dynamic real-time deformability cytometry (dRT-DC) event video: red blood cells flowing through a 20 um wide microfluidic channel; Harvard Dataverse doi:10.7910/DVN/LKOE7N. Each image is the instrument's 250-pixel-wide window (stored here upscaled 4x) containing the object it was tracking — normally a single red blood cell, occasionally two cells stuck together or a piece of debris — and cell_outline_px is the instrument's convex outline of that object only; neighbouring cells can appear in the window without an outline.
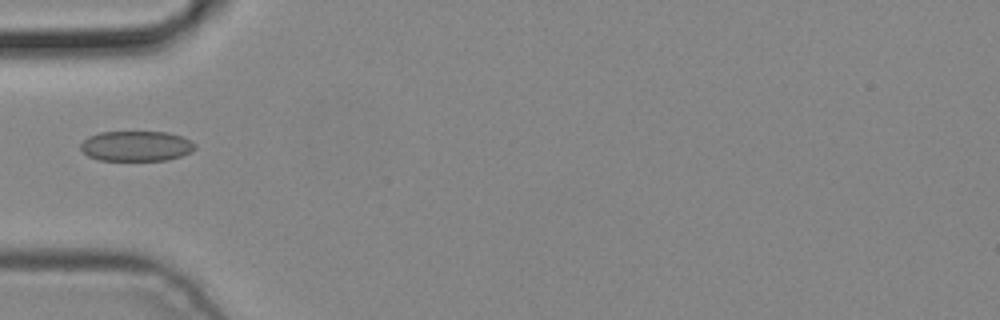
{"species": "common noctule bat (a hibernating species)", "species_latin": "Nyctalus noctula", "temperature_condition": "cold", "stored_images_in_passage": 2, "camera_frame_rate_fps": 3000, "um_per_image_px": 0.085, "animal": {"sex": "male", "body_mass_g": 19.2, "forearm_length_mm": 51.8}, "frame": {"image": 1, "passage_image": 1, "time_ms": 0.0, "image_size_px": [1000, 320], "cell_outline_px": [[196, 148], [192, 152], [168, 160], [100, 160], [88, 156], [80, 148], [80, 144], [88, 136], [100, 132], [168, 132], [180, 136], [196, 144]], "centroid_in_image_um": [11.58, 12.41], "position_along_channel_um": 73.4, "area_um2": 20.11}}
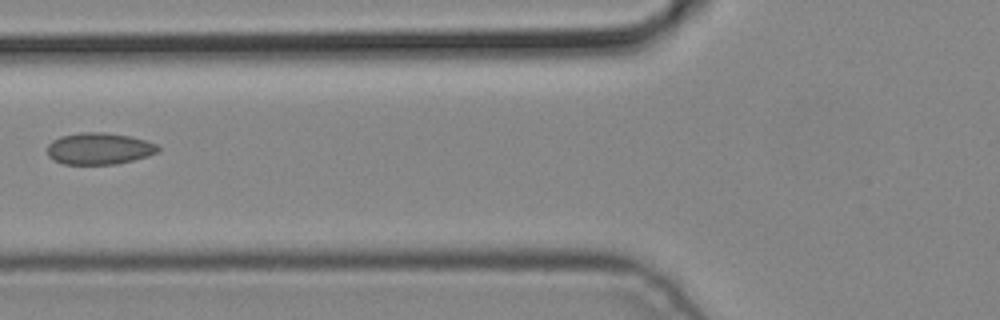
{"frame": {"image": 2, "passage_image": 2, "time_ms": 0.333, "image_size_px": [1000, 320], "cell_outline_px": [[160, 148], [156, 152], [148, 156], [116, 164], [64, 164], [52, 160], [48, 156], [48, 144], [52, 140], [60, 136], [80, 132], [104, 132], [128, 136], [144, 140], [156, 144]], "centroid_in_image_um": [8.38, 12.63], "position_along_channel_um": 117.4, "area_um2": 20.4}}